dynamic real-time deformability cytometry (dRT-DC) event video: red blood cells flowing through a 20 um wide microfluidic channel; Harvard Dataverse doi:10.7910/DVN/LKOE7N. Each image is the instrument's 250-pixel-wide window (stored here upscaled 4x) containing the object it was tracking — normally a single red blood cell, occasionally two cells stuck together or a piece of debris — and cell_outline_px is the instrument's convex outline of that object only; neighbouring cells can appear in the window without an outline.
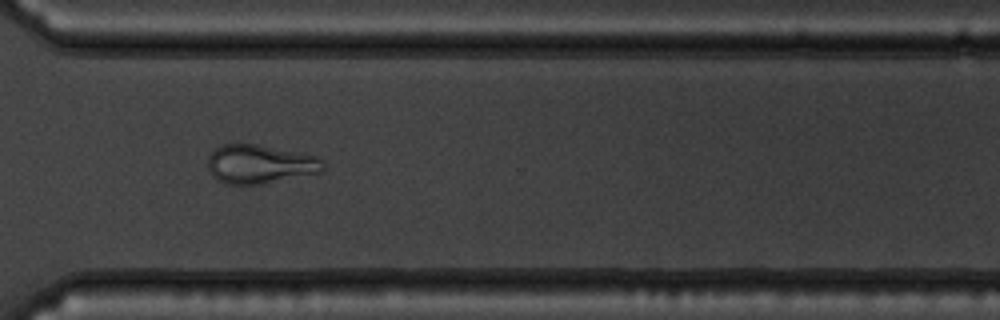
{"species": "common noctule bat (a hibernating species)", "species_latin": "Nyctalus noctula", "temperature_condition": "warm", "stored_images_in_passage": 47, "camera_frame_rate_fps": 3000, "um_per_image_px": 0.085, "animal": {"sex": "male", "body_mass_g": 19.5, "forearm_length_mm": 54.6}, "frame": {"image": 1, "passage_image": 33, "time_ms": 10.667, "image_size_px": [1000, 320], "cell_outline_px": [[324, 172], [264, 184], [224, 184], [216, 180], [212, 176], [208, 168], [208, 156], [220, 144], [256, 144], [316, 156], [324, 164]], "centroid_in_image_um": [22.08, 13.97], "position_along_channel_um": 348.5, "area_um2": 26.24}}
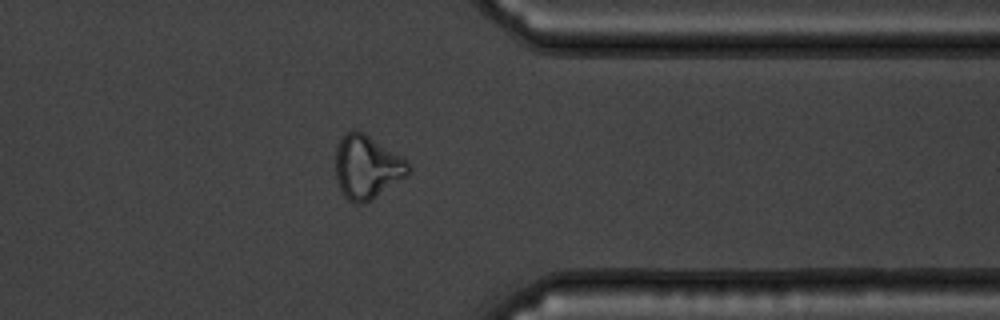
{"frame": {"image": 2, "passage_image": 36, "time_ms": 11.667, "image_size_px": [1000, 320], "cell_outline_px": [[412, 168], [408, 176], [372, 200], [364, 204], [356, 204], [348, 200], [344, 196], [336, 180], [336, 144], [344, 132], [352, 128], [364, 132], [408, 160]], "centroid_in_image_um": [31.2, 14.19], "position_along_channel_um": 380.2, "area_um2": 27.69}}
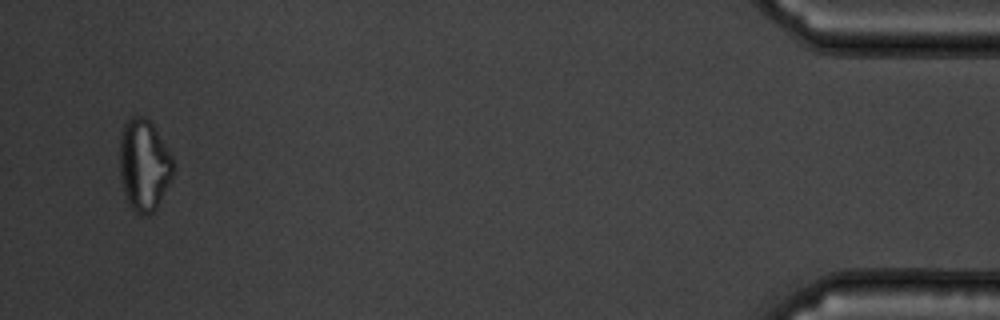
{"frame": {"image": 3, "passage_image": 45, "time_ms": 14.667, "image_size_px": [1000, 320], "cell_outline_px": [[172, 180], [156, 208], [152, 212], [144, 216], [136, 212], [128, 204], [124, 192], [120, 176], [120, 136], [124, 124], [132, 116], [144, 116], [152, 124], [172, 156]], "centroid_in_image_um": [12.23, 14.04], "position_along_channel_um": 423.0, "area_um2": 28.38}, "authors_computed_cell_mechanics": {"area_um2": 27.3972, "velocity_mm_per_s": 3.773, "shape_relaxation_time_tau1_ms": null, "shape_relaxation_time_tau2_ms": 1.0977, "deformation_change_tau1": null, "deformation_change_tau2": 0.099}}